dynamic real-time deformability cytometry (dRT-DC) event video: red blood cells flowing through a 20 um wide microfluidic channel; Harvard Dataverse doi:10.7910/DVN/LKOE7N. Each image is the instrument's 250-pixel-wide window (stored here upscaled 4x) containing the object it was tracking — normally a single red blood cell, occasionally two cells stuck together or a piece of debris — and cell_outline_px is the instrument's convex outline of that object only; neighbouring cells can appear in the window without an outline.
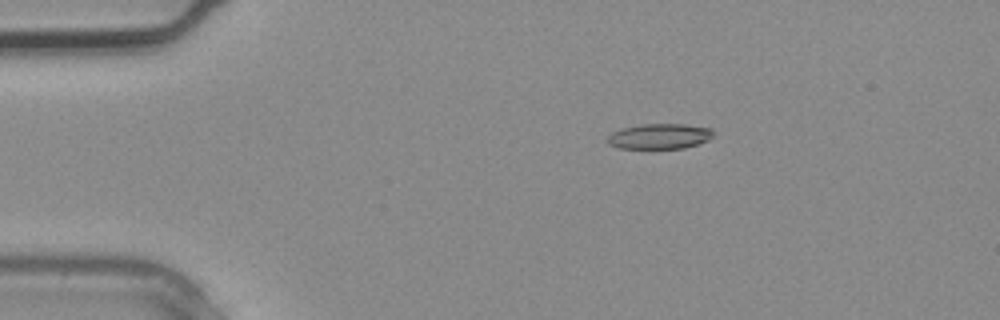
{"species": "common noctule bat (a hibernating species)", "species_latin": "Nyctalus noctula", "temperature_condition": "warm", "stored_images_in_passage": 1, "camera_frame_rate_fps": 3000, "um_per_image_px": 0.085, "animal": {"sex": "male", "body_mass_g": 20.4}, "frame": {"image": 1, "passage_image": 1, "time_ms": 0.0, "image_size_px": [1000, 320], "cell_outline_px": [[712, 136], [708, 140], [684, 148], [620, 148], [608, 144], [604, 140], [612, 132], [620, 128], [640, 124], [684, 124], [712, 128]], "centroid_in_image_um": [56.0, 11.57], "position_along_channel_um": 29.0, "area_um2": 15.66}}